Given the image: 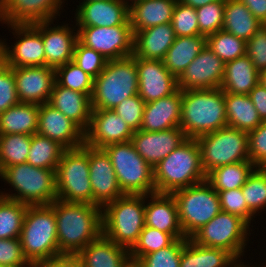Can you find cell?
Listing matches in <instances>:
<instances>
[{"mask_svg": "<svg viewBox=\"0 0 266 267\" xmlns=\"http://www.w3.org/2000/svg\"><path fill=\"white\" fill-rule=\"evenodd\" d=\"M18 103L13 68L0 59V114Z\"/></svg>", "mask_w": 266, "mask_h": 267, "instance_id": "816d5d0a", "label": "cell"}, {"mask_svg": "<svg viewBox=\"0 0 266 267\" xmlns=\"http://www.w3.org/2000/svg\"><path fill=\"white\" fill-rule=\"evenodd\" d=\"M65 1L67 0H0V23L33 24L57 20V16L60 17L61 12L65 11Z\"/></svg>", "mask_w": 266, "mask_h": 267, "instance_id": "9a60e30c", "label": "cell"}, {"mask_svg": "<svg viewBox=\"0 0 266 267\" xmlns=\"http://www.w3.org/2000/svg\"><path fill=\"white\" fill-rule=\"evenodd\" d=\"M254 231L240 217L220 211L212 220L198 229L190 239L196 244L221 248L232 253L242 264L250 236Z\"/></svg>", "mask_w": 266, "mask_h": 267, "instance_id": "8fae6325", "label": "cell"}, {"mask_svg": "<svg viewBox=\"0 0 266 267\" xmlns=\"http://www.w3.org/2000/svg\"><path fill=\"white\" fill-rule=\"evenodd\" d=\"M102 149L112 163L123 194L156 193L154 169L137 153L131 141L109 144Z\"/></svg>", "mask_w": 266, "mask_h": 267, "instance_id": "ba28073f", "label": "cell"}, {"mask_svg": "<svg viewBox=\"0 0 266 267\" xmlns=\"http://www.w3.org/2000/svg\"><path fill=\"white\" fill-rule=\"evenodd\" d=\"M216 192L219 195L221 211L236 215L243 219L249 226L254 227L253 221L255 222L254 218L257 217L247 207L246 200L242 194V188Z\"/></svg>", "mask_w": 266, "mask_h": 267, "instance_id": "c3c4849f", "label": "cell"}, {"mask_svg": "<svg viewBox=\"0 0 266 267\" xmlns=\"http://www.w3.org/2000/svg\"><path fill=\"white\" fill-rule=\"evenodd\" d=\"M241 188L247 207L256 216L266 209V168H255Z\"/></svg>", "mask_w": 266, "mask_h": 267, "instance_id": "ee69618b", "label": "cell"}, {"mask_svg": "<svg viewBox=\"0 0 266 267\" xmlns=\"http://www.w3.org/2000/svg\"><path fill=\"white\" fill-rule=\"evenodd\" d=\"M37 133L58 142L65 149L84 144V131L48 103L39 106Z\"/></svg>", "mask_w": 266, "mask_h": 267, "instance_id": "603a6c76", "label": "cell"}, {"mask_svg": "<svg viewBox=\"0 0 266 267\" xmlns=\"http://www.w3.org/2000/svg\"><path fill=\"white\" fill-rule=\"evenodd\" d=\"M251 264L249 263V262H247V265H246V263L245 264H242L240 267H257V265H252V266H250Z\"/></svg>", "mask_w": 266, "mask_h": 267, "instance_id": "e7e4bbea", "label": "cell"}, {"mask_svg": "<svg viewBox=\"0 0 266 267\" xmlns=\"http://www.w3.org/2000/svg\"><path fill=\"white\" fill-rule=\"evenodd\" d=\"M38 104L21 103L8 108L0 114V135L37 133Z\"/></svg>", "mask_w": 266, "mask_h": 267, "instance_id": "836d02e7", "label": "cell"}, {"mask_svg": "<svg viewBox=\"0 0 266 267\" xmlns=\"http://www.w3.org/2000/svg\"><path fill=\"white\" fill-rule=\"evenodd\" d=\"M64 267H83L75 256L64 255Z\"/></svg>", "mask_w": 266, "mask_h": 267, "instance_id": "94428289", "label": "cell"}, {"mask_svg": "<svg viewBox=\"0 0 266 267\" xmlns=\"http://www.w3.org/2000/svg\"><path fill=\"white\" fill-rule=\"evenodd\" d=\"M65 150L58 142L35 133L32 135L27 163L38 168L56 171Z\"/></svg>", "mask_w": 266, "mask_h": 267, "instance_id": "74e56055", "label": "cell"}, {"mask_svg": "<svg viewBox=\"0 0 266 267\" xmlns=\"http://www.w3.org/2000/svg\"><path fill=\"white\" fill-rule=\"evenodd\" d=\"M134 132L112 109L92 110L84 144L103 148L113 143L129 142Z\"/></svg>", "mask_w": 266, "mask_h": 267, "instance_id": "d6986e66", "label": "cell"}, {"mask_svg": "<svg viewBox=\"0 0 266 267\" xmlns=\"http://www.w3.org/2000/svg\"><path fill=\"white\" fill-rule=\"evenodd\" d=\"M187 238L176 239L170 246L144 255L135 267H180L182 248Z\"/></svg>", "mask_w": 266, "mask_h": 267, "instance_id": "f6af8a7d", "label": "cell"}, {"mask_svg": "<svg viewBox=\"0 0 266 267\" xmlns=\"http://www.w3.org/2000/svg\"><path fill=\"white\" fill-rule=\"evenodd\" d=\"M145 104L139 95H134L123 100L112 110L135 132L141 128Z\"/></svg>", "mask_w": 266, "mask_h": 267, "instance_id": "f907efd6", "label": "cell"}, {"mask_svg": "<svg viewBox=\"0 0 266 267\" xmlns=\"http://www.w3.org/2000/svg\"><path fill=\"white\" fill-rule=\"evenodd\" d=\"M246 55L258 72L266 69V25H262L246 42Z\"/></svg>", "mask_w": 266, "mask_h": 267, "instance_id": "db71d44e", "label": "cell"}, {"mask_svg": "<svg viewBox=\"0 0 266 267\" xmlns=\"http://www.w3.org/2000/svg\"><path fill=\"white\" fill-rule=\"evenodd\" d=\"M49 205L56 217L59 256H76L102 235V208L99 206L58 199Z\"/></svg>", "mask_w": 266, "mask_h": 267, "instance_id": "6da1fadb", "label": "cell"}, {"mask_svg": "<svg viewBox=\"0 0 266 267\" xmlns=\"http://www.w3.org/2000/svg\"><path fill=\"white\" fill-rule=\"evenodd\" d=\"M171 194L176 201L179 222L186 238H190L221 211L219 195L206 180Z\"/></svg>", "mask_w": 266, "mask_h": 267, "instance_id": "30bf717a", "label": "cell"}, {"mask_svg": "<svg viewBox=\"0 0 266 267\" xmlns=\"http://www.w3.org/2000/svg\"><path fill=\"white\" fill-rule=\"evenodd\" d=\"M182 90L146 103L140 130L158 132L179 127L181 120Z\"/></svg>", "mask_w": 266, "mask_h": 267, "instance_id": "484cf974", "label": "cell"}, {"mask_svg": "<svg viewBox=\"0 0 266 267\" xmlns=\"http://www.w3.org/2000/svg\"><path fill=\"white\" fill-rule=\"evenodd\" d=\"M259 83L266 88V69L259 72Z\"/></svg>", "mask_w": 266, "mask_h": 267, "instance_id": "6125c7cd", "label": "cell"}, {"mask_svg": "<svg viewBox=\"0 0 266 267\" xmlns=\"http://www.w3.org/2000/svg\"><path fill=\"white\" fill-rule=\"evenodd\" d=\"M171 24L176 37L200 35L196 9L177 1Z\"/></svg>", "mask_w": 266, "mask_h": 267, "instance_id": "bcb514c9", "label": "cell"}, {"mask_svg": "<svg viewBox=\"0 0 266 267\" xmlns=\"http://www.w3.org/2000/svg\"><path fill=\"white\" fill-rule=\"evenodd\" d=\"M175 240L176 239L171 234L145 225L137 242L129 250L133 265H135L144 255L166 248Z\"/></svg>", "mask_w": 266, "mask_h": 267, "instance_id": "b9f144b4", "label": "cell"}, {"mask_svg": "<svg viewBox=\"0 0 266 267\" xmlns=\"http://www.w3.org/2000/svg\"><path fill=\"white\" fill-rule=\"evenodd\" d=\"M28 205L0 196V239L19 238Z\"/></svg>", "mask_w": 266, "mask_h": 267, "instance_id": "ab89813d", "label": "cell"}, {"mask_svg": "<svg viewBox=\"0 0 266 267\" xmlns=\"http://www.w3.org/2000/svg\"><path fill=\"white\" fill-rule=\"evenodd\" d=\"M175 38L171 23L138 31L134 34L133 55L136 58L163 61Z\"/></svg>", "mask_w": 266, "mask_h": 267, "instance_id": "83f0119b", "label": "cell"}, {"mask_svg": "<svg viewBox=\"0 0 266 267\" xmlns=\"http://www.w3.org/2000/svg\"><path fill=\"white\" fill-rule=\"evenodd\" d=\"M89 178L92 188V205L103 208L123 196L112 163L102 148L89 146Z\"/></svg>", "mask_w": 266, "mask_h": 267, "instance_id": "2e32d148", "label": "cell"}, {"mask_svg": "<svg viewBox=\"0 0 266 267\" xmlns=\"http://www.w3.org/2000/svg\"><path fill=\"white\" fill-rule=\"evenodd\" d=\"M224 69L225 63L205 45L178 78V87L182 91L220 88Z\"/></svg>", "mask_w": 266, "mask_h": 267, "instance_id": "ac0fdd59", "label": "cell"}, {"mask_svg": "<svg viewBox=\"0 0 266 267\" xmlns=\"http://www.w3.org/2000/svg\"><path fill=\"white\" fill-rule=\"evenodd\" d=\"M262 25L240 0H225L224 31L247 42Z\"/></svg>", "mask_w": 266, "mask_h": 267, "instance_id": "e575fe53", "label": "cell"}, {"mask_svg": "<svg viewBox=\"0 0 266 267\" xmlns=\"http://www.w3.org/2000/svg\"><path fill=\"white\" fill-rule=\"evenodd\" d=\"M0 267H30V266H11V265L0 264Z\"/></svg>", "mask_w": 266, "mask_h": 267, "instance_id": "be15d7a7", "label": "cell"}, {"mask_svg": "<svg viewBox=\"0 0 266 267\" xmlns=\"http://www.w3.org/2000/svg\"><path fill=\"white\" fill-rule=\"evenodd\" d=\"M77 32L81 44L101 53L107 61L133 55L131 25L77 27Z\"/></svg>", "mask_w": 266, "mask_h": 267, "instance_id": "5bb4252c", "label": "cell"}, {"mask_svg": "<svg viewBox=\"0 0 266 267\" xmlns=\"http://www.w3.org/2000/svg\"><path fill=\"white\" fill-rule=\"evenodd\" d=\"M83 267H133L129 250L101 235L75 256Z\"/></svg>", "mask_w": 266, "mask_h": 267, "instance_id": "4316f807", "label": "cell"}, {"mask_svg": "<svg viewBox=\"0 0 266 267\" xmlns=\"http://www.w3.org/2000/svg\"><path fill=\"white\" fill-rule=\"evenodd\" d=\"M249 160L256 168H266V121L248 133Z\"/></svg>", "mask_w": 266, "mask_h": 267, "instance_id": "f5cc1de1", "label": "cell"}, {"mask_svg": "<svg viewBox=\"0 0 266 267\" xmlns=\"http://www.w3.org/2000/svg\"><path fill=\"white\" fill-rule=\"evenodd\" d=\"M186 139L183 130L176 127L158 132L138 130L131 142L137 153L154 168Z\"/></svg>", "mask_w": 266, "mask_h": 267, "instance_id": "cb8c5ba5", "label": "cell"}, {"mask_svg": "<svg viewBox=\"0 0 266 267\" xmlns=\"http://www.w3.org/2000/svg\"><path fill=\"white\" fill-rule=\"evenodd\" d=\"M196 140L206 175L219 166L250 161L248 133L237 128L226 126Z\"/></svg>", "mask_w": 266, "mask_h": 267, "instance_id": "7c38bea8", "label": "cell"}, {"mask_svg": "<svg viewBox=\"0 0 266 267\" xmlns=\"http://www.w3.org/2000/svg\"><path fill=\"white\" fill-rule=\"evenodd\" d=\"M206 45L224 63L246 55V41L223 29L208 35Z\"/></svg>", "mask_w": 266, "mask_h": 267, "instance_id": "60d3db41", "label": "cell"}, {"mask_svg": "<svg viewBox=\"0 0 266 267\" xmlns=\"http://www.w3.org/2000/svg\"><path fill=\"white\" fill-rule=\"evenodd\" d=\"M57 199L92 204L89 178V146L66 149L56 170Z\"/></svg>", "mask_w": 266, "mask_h": 267, "instance_id": "9c48e42d", "label": "cell"}, {"mask_svg": "<svg viewBox=\"0 0 266 267\" xmlns=\"http://www.w3.org/2000/svg\"><path fill=\"white\" fill-rule=\"evenodd\" d=\"M242 263L229 251L206 247L187 238L182 252L180 267H240Z\"/></svg>", "mask_w": 266, "mask_h": 267, "instance_id": "4dcf8cb0", "label": "cell"}, {"mask_svg": "<svg viewBox=\"0 0 266 267\" xmlns=\"http://www.w3.org/2000/svg\"><path fill=\"white\" fill-rule=\"evenodd\" d=\"M8 26V27H7ZM16 41L7 45L0 38V59L11 68L45 66V52L41 36V22L33 24H6Z\"/></svg>", "mask_w": 266, "mask_h": 267, "instance_id": "4fadbf2b", "label": "cell"}, {"mask_svg": "<svg viewBox=\"0 0 266 267\" xmlns=\"http://www.w3.org/2000/svg\"><path fill=\"white\" fill-rule=\"evenodd\" d=\"M19 239L24 256L30 264L58 257L54 209L50 205H28Z\"/></svg>", "mask_w": 266, "mask_h": 267, "instance_id": "52a82bcc", "label": "cell"}, {"mask_svg": "<svg viewBox=\"0 0 266 267\" xmlns=\"http://www.w3.org/2000/svg\"><path fill=\"white\" fill-rule=\"evenodd\" d=\"M0 179L12 189L9 188V192L0 191L2 197L27 205H49L57 199L54 170L21 163L7 167L0 174Z\"/></svg>", "mask_w": 266, "mask_h": 267, "instance_id": "277c9868", "label": "cell"}, {"mask_svg": "<svg viewBox=\"0 0 266 267\" xmlns=\"http://www.w3.org/2000/svg\"><path fill=\"white\" fill-rule=\"evenodd\" d=\"M32 135H0V174L9 166L27 163Z\"/></svg>", "mask_w": 266, "mask_h": 267, "instance_id": "f35d334b", "label": "cell"}, {"mask_svg": "<svg viewBox=\"0 0 266 267\" xmlns=\"http://www.w3.org/2000/svg\"><path fill=\"white\" fill-rule=\"evenodd\" d=\"M72 61L94 79L104 70L107 63L101 53L86 47L79 41L75 45Z\"/></svg>", "mask_w": 266, "mask_h": 267, "instance_id": "681fc988", "label": "cell"}, {"mask_svg": "<svg viewBox=\"0 0 266 267\" xmlns=\"http://www.w3.org/2000/svg\"><path fill=\"white\" fill-rule=\"evenodd\" d=\"M48 104L71 119L84 132L88 129L92 107L91 98L87 94L59 86L55 82Z\"/></svg>", "mask_w": 266, "mask_h": 267, "instance_id": "f1b7e54d", "label": "cell"}, {"mask_svg": "<svg viewBox=\"0 0 266 267\" xmlns=\"http://www.w3.org/2000/svg\"><path fill=\"white\" fill-rule=\"evenodd\" d=\"M30 267H64V255L36 261L31 263Z\"/></svg>", "mask_w": 266, "mask_h": 267, "instance_id": "680465c9", "label": "cell"}, {"mask_svg": "<svg viewBox=\"0 0 266 267\" xmlns=\"http://www.w3.org/2000/svg\"><path fill=\"white\" fill-rule=\"evenodd\" d=\"M19 102L48 103L55 84V69L48 66L13 68Z\"/></svg>", "mask_w": 266, "mask_h": 267, "instance_id": "7402d4cb", "label": "cell"}, {"mask_svg": "<svg viewBox=\"0 0 266 267\" xmlns=\"http://www.w3.org/2000/svg\"><path fill=\"white\" fill-rule=\"evenodd\" d=\"M145 227V195L124 194L102 208V235L130 250Z\"/></svg>", "mask_w": 266, "mask_h": 267, "instance_id": "8992f818", "label": "cell"}, {"mask_svg": "<svg viewBox=\"0 0 266 267\" xmlns=\"http://www.w3.org/2000/svg\"><path fill=\"white\" fill-rule=\"evenodd\" d=\"M145 225L169 233L175 239L186 238L179 222L177 204L172 194L145 195Z\"/></svg>", "mask_w": 266, "mask_h": 267, "instance_id": "d4e9b609", "label": "cell"}, {"mask_svg": "<svg viewBox=\"0 0 266 267\" xmlns=\"http://www.w3.org/2000/svg\"><path fill=\"white\" fill-rule=\"evenodd\" d=\"M225 0H219L196 8L199 31L208 36L222 29L224 21Z\"/></svg>", "mask_w": 266, "mask_h": 267, "instance_id": "7dc6e473", "label": "cell"}, {"mask_svg": "<svg viewBox=\"0 0 266 267\" xmlns=\"http://www.w3.org/2000/svg\"><path fill=\"white\" fill-rule=\"evenodd\" d=\"M123 1L126 2V3H128L130 5L132 2H134L136 0H123Z\"/></svg>", "mask_w": 266, "mask_h": 267, "instance_id": "03108f58", "label": "cell"}, {"mask_svg": "<svg viewBox=\"0 0 266 267\" xmlns=\"http://www.w3.org/2000/svg\"><path fill=\"white\" fill-rule=\"evenodd\" d=\"M252 103L262 121H266V88L258 83L249 93Z\"/></svg>", "mask_w": 266, "mask_h": 267, "instance_id": "9f6ffc18", "label": "cell"}, {"mask_svg": "<svg viewBox=\"0 0 266 267\" xmlns=\"http://www.w3.org/2000/svg\"><path fill=\"white\" fill-rule=\"evenodd\" d=\"M82 2L96 1V0H81Z\"/></svg>", "mask_w": 266, "mask_h": 267, "instance_id": "003e7915", "label": "cell"}, {"mask_svg": "<svg viewBox=\"0 0 266 267\" xmlns=\"http://www.w3.org/2000/svg\"><path fill=\"white\" fill-rule=\"evenodd\" d=\"M55 81L59 86L85 93L91 98L94 78L73 61L55 69Z\"/></svg>", "mask_w": 266, "mask_h": 267, "instance_id": "7bdbcfd3", "label": "cell"}, {"mask_svg": "<svg viewBox=\"0 0 266 267\" xmlns=\"http://www.w3.org/2000/svg\"><path fill=\"white\" fill-rule=\"evenodd\" d=\"M153 169L156 193L171 194L199 184L207 177L201 164L200 147L192 138H187Z\"/></svg>", "mask_w": 266, "mask_h": 267, "instance_id": "3957f363", "label": "cell"}, {"mask_svg": "<svg viewBox=\"0 0 266 267\" xmlns=\"http://www.w3.org/2000/svg\"><path fill=\"white\" fill-rule=\"evenodd\" d=\"M261 23L266 25V0H240Z\"/></svg>", "mask_w": 266, "mask_h": 267, "instance_id": "6f0895ef", "label": "cell"}, {"mask_svg": "<svg viewBox=\"0 0 266 267\" xmlns=\"http://www.w3.org/2000/svg\"><path fill=\"white\" fill-rule=\"evenodd\" d=\"M224 100L228 126L249 133L262 123L249 95L224 92Z\"/></svg>", "mask_w": 266, "mask_h": 267, "instance_id": "d590c367", "label": "cell"}, {"mask_svg": "<svg viewBox=\"0 0 266 267\" xmlns=\"http://www.w3.org/2000/svg\"><path fill=\"white\" fill-rule=\"evenodd\" d=\"M255 168L250 161L219 166L207 174L206 181L216 191L241 188Z\"/></svg>", "mask_w": 266, "mask_h": 267, "instance_id": "8d00e7d4", "label": "cell"}, {"mask_svg": "<svg viewBox=\"0 0 266 267\" xmlns=\"http://www.w3.org/2000/svg\"><path fill=\"white\" fill-rule=\"evenodd\" d=\"M206 45V36L176 37L163 59L165 67L177 79Z\"/></svg>", "mask_w": 266, "mask_h": 267, "instance_id": "d6a6232c", "label": "cell"}, {"mask_svg": "<svg viewBox=\"0 0 266 267\" xmlns=\"http://www.w3.org/2000/svg\"><path fill=\"white\" fill-rule=\"evenodd\" d=\"M138 72L134 55L108 60L94 79L92 110L114 109L126 98L138 95Z\"/></svg>", "mask_w": 266, "mask_h": 267, "instance_id": "5b68a950", "label": "cell"}, {"mask_svg": "<svg viewBox=\"0 0 266 267\" xmlns=\"http://www.w3.org/2000/svg\"><path fill=\"white\" fill-rule=\"evenodd\" d=\"M178 0H136L129 5V20L133 35L141 30L171 23Z\"/></svg>", "mask_w": 266, "mask_h": 267, "instance_id": "f546056e", "label": "cell"}, {"mask_svg": "<svg viewBox=\"0 0 266 267\" xmlns=\"http://www.w3.org/2000/svg\"><path fill=\"white\" fill-rule=\"evenodd\" d=\"M55 20L41 22V36L45 52V66L56 69L73 59L75 45L78 41L76 25ZM53 25V26H52Z\"/></svg>", "mask_w": 266, "mask_h": 267, "instance_id": "ffe728a7", "label": "cell"}, {"mask_svg": "<svg viewBox=\"0 0 266 267\" xmlns=\"http://www.w3.org/2000/svg\"><path fill=\"white\" fill-rule=\"evenodd\" d=\"M138 72V95L149 103L175 93L178 79L173 76L161 60L136 58Z\"/></svg>", "mask_w": 266, "mask_h": 267, "instance_id": "e0dca14e", "label": "cell"}, {"mask_svg": "<svg viewBox=\"0 0 266 267\" xmlns=\"http://www.w3.org/2000/svg\"><path fill=\"white\" fill-rule=\"evenodd\" d=\"M226 126V107L221 88L182 91L179 127L187 138L197 139Z\"/></svg>", "mask_w": 266, "mask_h": 267, "instance_id": "7a4b0ae2", "label": "cell"}, {"mask_svg": "<svg viewBox=\"0 0 266 267\" xmlns=\"http://www.w3.org/2000/svg\"><path fill=\"white\" fill-rule=\"evenodd\" d=\"M74 15L76 27L131 25L129 4L123 0L80 1Z\"/></svg>", "mask_w": 266, "mask_h": 267, "instance_id": "44dd1931", "label": "cell"}, {"mask_svg": "<svg viewBox=\"0 0 266 267\" xmlns=\"http://www.w3.org/2000/svg\"><path fill=\"white\" fill-rule=\"evenodd\" d=\"M259 83V72L247 55L225 63L221 84L223 92L249 95Z\"/></svg>", "mask_w": 266, "mask_h": 267, "instance_id": "1f68e13d", "label": "cell"}, {"mask_svg": "<svg viewBox=\"0 0 266 267\" xmlns=\"http://www.w3.org/2000/svg\"><path fill=\"white\" fill-rule=\"evenodd\" d=\"M0 264L30 266L25 258L19 238L0 239Z\"/></svg>", "mask_w": 266, "mask_h": 267, "instance_id": "11a10c76", "label": "cell"}, {"mask_svg": "<svg viewBox=\"0 0 266 267\" xmlns=\"http://www.w3.org/2000/svg\"><path fill=\"white\" fill-rule=\"evenodd\" d=\"M178 1L196 9L198 7H201V6H204L206 4H210V3H213V2H216L219 0H178Z\"/></svg>", "mask_w": 266, "mask_h": 267, "instance_id": "91938a15", "label": "cell"}]
</instances>
